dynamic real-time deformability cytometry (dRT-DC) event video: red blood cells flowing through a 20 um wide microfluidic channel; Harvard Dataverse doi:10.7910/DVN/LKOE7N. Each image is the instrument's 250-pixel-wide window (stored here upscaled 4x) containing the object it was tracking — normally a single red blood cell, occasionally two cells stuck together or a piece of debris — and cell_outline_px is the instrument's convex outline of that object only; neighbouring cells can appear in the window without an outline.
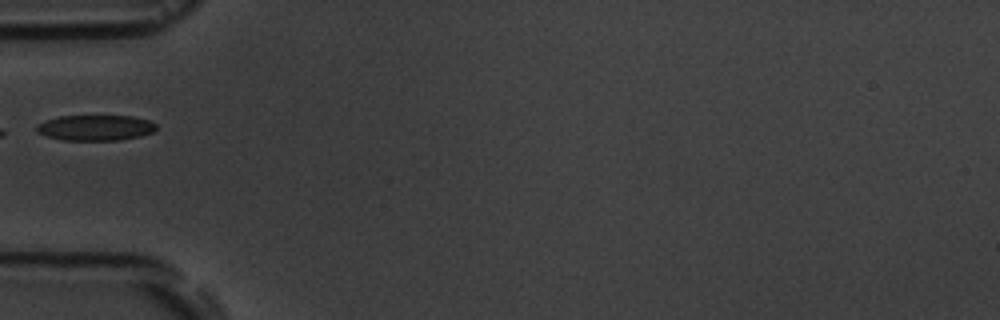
{"species": "common noctule bat (a hibernating species)", "species_latin": "Nyctalus noctula", "temperature_condition": "room temperature", "stored_images_in_passage": 5, "camera_frame_rate_fps": 3000, "um_per_image_px": 0.085, "animal": {"sex": "male", "body_mass_g": 19.5, "forearm_length_mm": 54.6}, "frame": {"image": 1, "passage_image": 5, "time_ms": 5.333, "image_size_px": [1000, 320], "cell_outline_px": [[156, 128], [152, 132], [140, 136], [120, 140], [60, 140], [44, 136], [36, 132], [36, 124], [44, 120], [60, 116], [132, 116], [148, 120], [156, 124]], "centroid_in_image_um": [8.05, 10.86], "position_along_channel_um": 77.0, "area_um2": 17.98}}